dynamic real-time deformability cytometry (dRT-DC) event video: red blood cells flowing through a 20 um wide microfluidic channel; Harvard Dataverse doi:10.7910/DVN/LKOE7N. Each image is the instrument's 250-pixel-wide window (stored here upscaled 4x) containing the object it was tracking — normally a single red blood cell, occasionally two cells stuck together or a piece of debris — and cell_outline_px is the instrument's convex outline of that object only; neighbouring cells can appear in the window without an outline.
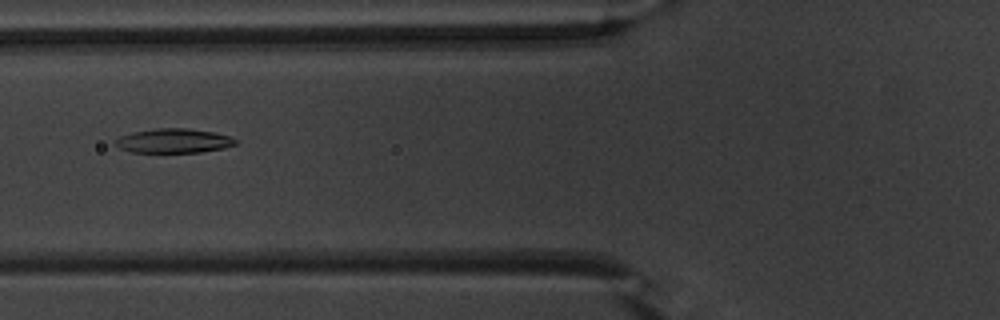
{"species": "common noctule bat (a hibernating species)", "species_latin": "Nyctalus noctula", "temperature_condition": "warm", "stored_images_in_passage": 54, "camera_frame_rate_fps": 3000, "um_per_image_px": 0.085, "animal": {"sex": "male", "body_mass_g": 20.1, "forearm_length_mm": 53.5}, "frame": {"image": 1, "passage_image": 22, "time_ms": 7.0, "image_size_px": [1000, 320], "cell_outline_px": [[236, 144], [224, 148], [200, 152], [132, 152], [120, 148], [112, 144], [120, 136], [132, 132], [156, 128], [188, 128], [212, 132], [232, 136], [236, 140]], "centroid_in_image_um": [14.75, 11.96], "position_along_channel_um": 111.0, "area_um2": 17.05}}
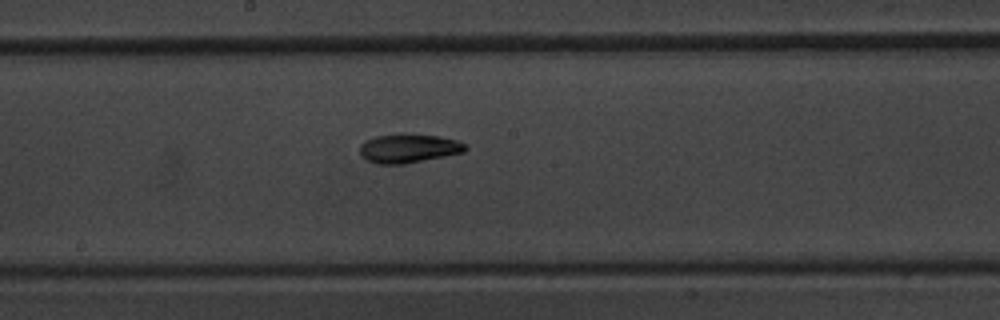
{"frame": {"image": 2, "passage_image": 30, "time_ms": 9.667, "image_size_px": [1000, 320], "cell_outline_px": [[468, 148], [464, 152], [404, 164], [376, 164], [360, 156], [360, 144], [364, 140], [376, 136], [400, 132], [404, 132], [440, 136], [456, 140], [464, 144]], "centroid_in_image_um": [34.69, 12.58], "position_along_channel_um": 213.5, "area_um2": 18.15}}
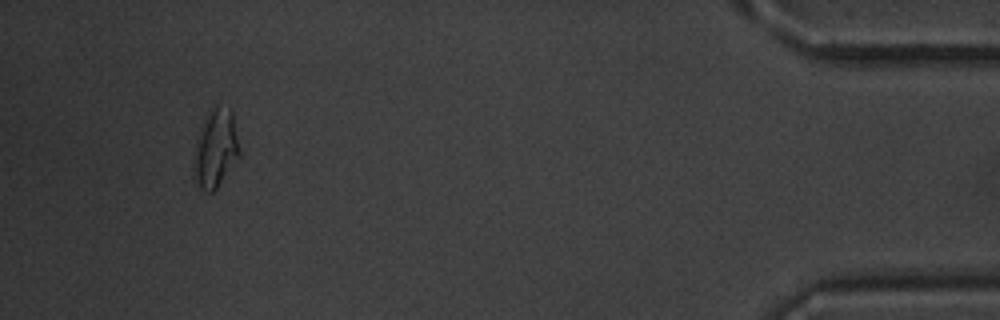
{"frame": {"image": 3, "passage_image": 51, "time_ms": 16.667, "image_size_px": [1000, 320], "cell_outline_px": [[240, 156], [216, 188], [212, 192], [204, 192], [200, 188], [192, 176], [192, 164], [196, 140], [200, 124], [208, 108], [216, 104], [232, 112], [240, 148]], "centroid_in_image_um": [18.28, 12.61], "position_along_channel_um": 416.9, "area_um2": 21.39}, "authors_computed_cell_mechanics": {"area_um2": 18.2937, "velocity_mm_per_s": 3.8265, "shape_relaxation_time_tau1_ms": 10.2252, "shape_relaxation_time_tau2_ms": 4.4113, "deformation_change_tau1": 0.2638, "deformation_change_tau2": 0.0897}}